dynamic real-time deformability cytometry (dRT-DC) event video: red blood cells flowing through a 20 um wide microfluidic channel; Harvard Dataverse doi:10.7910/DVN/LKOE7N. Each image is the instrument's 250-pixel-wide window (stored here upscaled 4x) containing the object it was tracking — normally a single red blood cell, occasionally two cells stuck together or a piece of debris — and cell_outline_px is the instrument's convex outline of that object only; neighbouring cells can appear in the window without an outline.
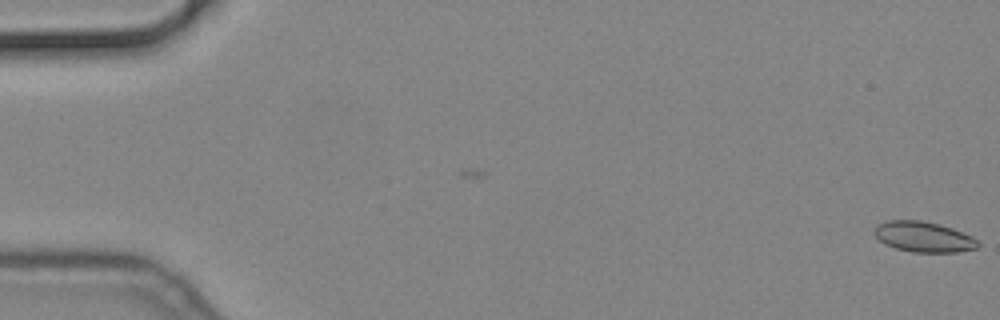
{"species": "common noctule bat (a hibernating species)", "species_latin": "Nyctalus noctula", "temperature_condition": "cold", "stored_images_in_passage": 2, "camera_frame_rate_fps": 3000, "um_per_image_px": 0.085, "animal": {"sex": "male", "body_mass_g": 19.2, "forearm_length_mm": 51.8}, "frame": {"image": 1, "passage_image": 2, "time_ms": 0.333, "image_size_px": [1000, 320], "cell_outline_px": [[980, 244], [976, 248], [956, 252], [912, 252], [896, 248], [884, 244], [876, 236], [876, 224], [888, 220], [920, 220], [940, 224], [952, 228], [972, 236]], "centroid_in_image_um": [78.51, 20.12], "position_along_channel_um": 6.5, "area_um2": 18.26}}